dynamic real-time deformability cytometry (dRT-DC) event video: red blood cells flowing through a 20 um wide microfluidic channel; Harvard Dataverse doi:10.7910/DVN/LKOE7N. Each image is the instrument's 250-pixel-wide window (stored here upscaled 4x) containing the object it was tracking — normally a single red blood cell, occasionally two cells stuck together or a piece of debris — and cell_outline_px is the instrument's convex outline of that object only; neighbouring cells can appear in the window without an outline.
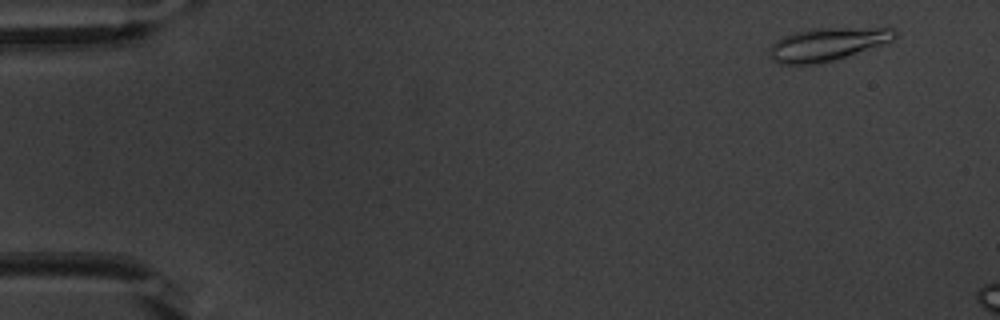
{"species": "common noctule bat (a hibernating species)", "species_latin": "Nyctalus noctula", "temperature_condition": "warm", "stored_images_in_passage": 10, "camera_frame_rate_fps": 3000, "um_per_image_px": 0.085, "animal": {"sex": "male", "body_mass_g": 20.1, "forearm_length_mm": 53.5}, "frame": {"image": 1, "passage_image": 4, "time_ms": 1.0, "image_size_px": [1000, 320], "cell_outline_px": [[900, 32], [892, 40], [832, 60], [816, 64], [780, 64], [772, 60], [768, 56], [768, 52], [772, 44], [776, 40], [792, 32], [812, 28], [896, 28]], "centroid_in_image_um": [70.25, 3.74], "position_along_channel_um": 14.7, "area_um2": 23.87}}